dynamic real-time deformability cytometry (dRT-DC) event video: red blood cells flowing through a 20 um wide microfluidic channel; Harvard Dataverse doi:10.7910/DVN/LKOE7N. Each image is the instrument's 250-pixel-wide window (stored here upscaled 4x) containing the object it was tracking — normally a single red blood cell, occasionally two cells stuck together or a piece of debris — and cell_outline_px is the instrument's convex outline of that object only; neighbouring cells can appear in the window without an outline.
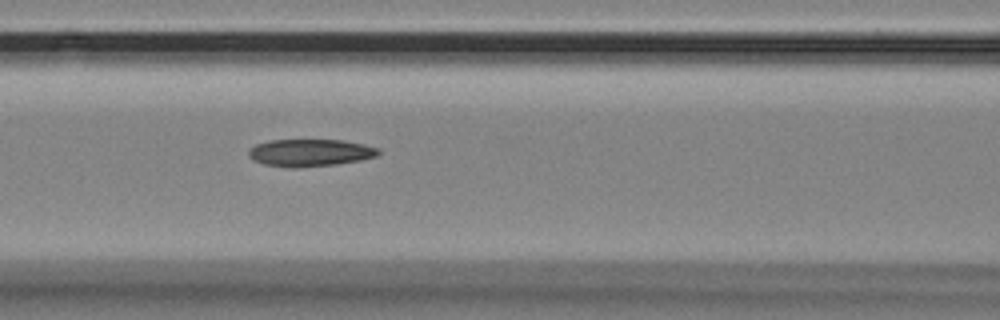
{"species": "Egyptian fruit bat (a non-hibernating species)", "species_latin": "Rousettus aegyptiacus", "temperature_condition": "room temperature", "stored_images_in_passage": 5, "camera_frame_rate_fps": 3000, "um_per_image_px": 0.085, "animal": {"sex": "female"}, "frame": {"image": 1, "passage_image": 4, "time_ms": 1.0, "image_size_px": [1000, 320], "cell_outline_px": [[380, 152], [376, 156], [360, 160], [336, 164], [296, 168], [292, 168], [264, 164], [252, 160], [248, 156], [248, 148], [256, 144], [272, 140], [344, 140], [364, 144], [380, 148]], "centroid_in_image_um": [26.34, 12.98], "position_along_channel_um": 140.3, "area_um2": 20.75}}